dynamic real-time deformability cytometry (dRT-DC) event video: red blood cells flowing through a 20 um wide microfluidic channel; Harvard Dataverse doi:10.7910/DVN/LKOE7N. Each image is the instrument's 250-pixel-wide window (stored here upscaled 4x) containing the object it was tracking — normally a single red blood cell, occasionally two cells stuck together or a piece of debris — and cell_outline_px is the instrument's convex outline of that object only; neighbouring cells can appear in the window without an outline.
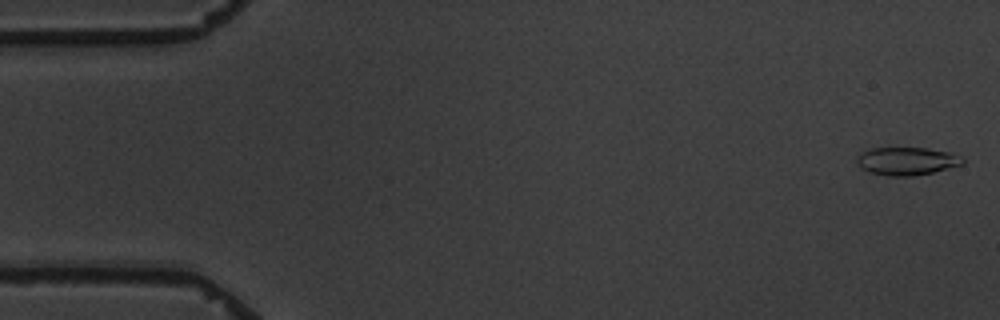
{"species": "common noctule bat (a hibernating species)", "species_latin": "Nyctalus noctula", "temperature_condition": "warm", "stored_images_in_passage": 5, "camera_frame_rate_fps": 3000, "um_per_image_px": 0.085, "animal": {"sex": "male", "body_mass_g": 19.5, "forearm_length_mm": 54.6}, "frame": {"image": 1, "passage_image": 1, "time_ms": 0.0, "image_size_px": [1000, 320], "cell_outline_px": [[964, 164], [932, 172], [912, 176], [888, 176], [872, 172], [860, 168], [856, 160], [856, 156], [872, 148], [928, 148], [952, 152], [964, 156]], "centroid_in_image_um": [77.13, 13.68], "position_along_channel_um": 7.9, "area_um2": 17.28}}